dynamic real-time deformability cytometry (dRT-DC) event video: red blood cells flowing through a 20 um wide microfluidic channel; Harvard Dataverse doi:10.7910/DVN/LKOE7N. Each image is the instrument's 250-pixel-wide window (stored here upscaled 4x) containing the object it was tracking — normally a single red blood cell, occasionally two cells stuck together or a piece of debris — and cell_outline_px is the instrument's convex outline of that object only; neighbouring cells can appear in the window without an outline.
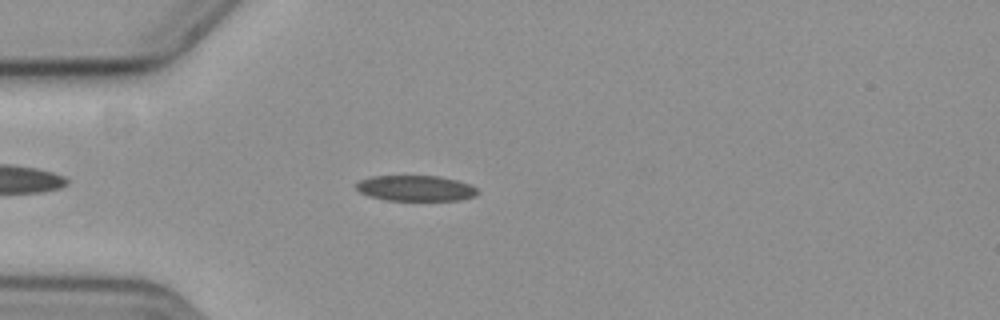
{"species": "common noctule bat (a hibernating species)", "species_latin": "Nyctalus noctula", "temperature_condition": "cold", "stored_images_in_passage": 48, "camera_frame_rate_fps": 3000, "um_per_image_px": 0.085, "animal": {"sex": "female", "body_mass_g": 19.3, "forearm_length_mm": 54.1}, "frame": {"image": 1, "passage_image": 7, "time_ms": 2.0, "image_size_px": [1000, 320], "cell_outline_px": [[476, 196], [460, 200], [384, 200], [368, 196], [360, 192], [356, 188], [356, 184], [360, 180], [372, 176], [440, 176], [456, 180], [468, 184], [476, 188]], "centroid_in_image_um": [35.3, 16.0], "position_along_channel_um": 49.7, "area_um2": 18.03}}
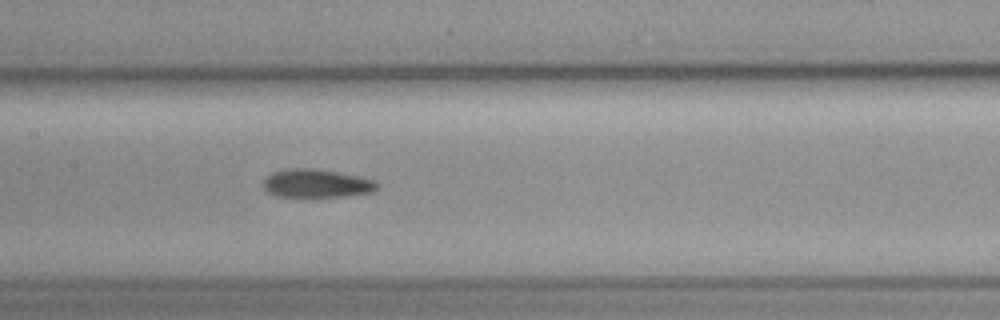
{"frame": {"image": 2, "passage_image": 19, "time_ms": 6.0, "image_size_px": [1000, 320], "cell_outline_px": [[380, 184], [372, 192], [344, 196], [312, 200], [300, 200], [276, 196], [268, 192], [264, 188], [264, 180], [272, 172], [292, 168], [312, 168], [360, 176], [376, 180]], "centroid_in_image_um": [26.89, 15.65], "position_along_channel_um": 180.5, "area_um2": 19.77}}
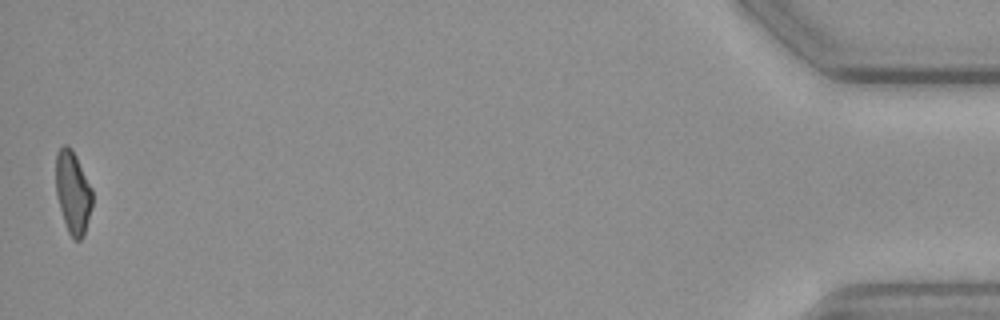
{"frame": {"image": 3, "passage_image": 48, "time_ms": 15.667, "image_size_px": [1000, 320], "cell_outline_px": [[92, 204], [84, 236], [80, 240], [72, 240], [68, 232], [56, 196], [56, 152], [64, 144], [68, 144], [72, 148], [92, 188]], "centroid_in_image_um": [6.19, 16.34], "position_along_channel_um": 429.0, "area_um2": 17.63}, "authors_computed_cell_mechanics": {"area_um2": 18.9295, "velocity_mm_per_s": 3.6081, "shape_relaxation_time_tau1_ms": null, "shape_relaxation_time_tau2_ms": 7.477, "deformation_change_tau1": null, "deformation_change_tau2": 0.1135}}